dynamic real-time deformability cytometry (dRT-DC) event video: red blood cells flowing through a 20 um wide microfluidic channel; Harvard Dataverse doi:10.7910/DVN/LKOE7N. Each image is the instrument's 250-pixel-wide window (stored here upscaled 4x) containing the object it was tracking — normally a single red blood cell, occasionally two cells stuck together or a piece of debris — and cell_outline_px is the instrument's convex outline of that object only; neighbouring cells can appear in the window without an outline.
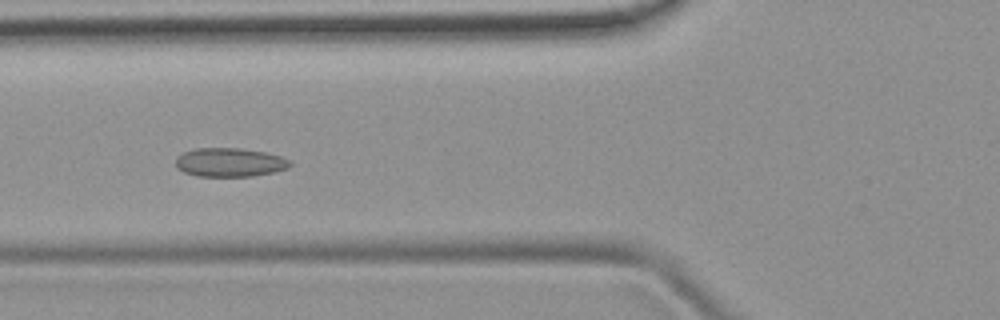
{"species": "common noctule bat (a hibernating species)", "species_latin": "Nyctalus noctula", "temperature_condition": "room temperature", "stored_images_in_passage": 5, "camera_frame_rate_fps": 3000, "um_per_image_px": 0.085, "animal": {"sex": "female", "body_mass_g": 19.9}, "frame": {"image": 1, "passage_image": 5, "time_ms": 4.667, "image_size_px": [1000, 320], "cell_outline_px": [[292, 164], [288, 168], [272, 172], [252, 176], [196, 176], [184, 172], [176, 168], [176, 156], [184, 152], [196, 148], [240, 148], [268, 152], [292, 160]], "centroid_in_image_um": [19.54, 13.79], "position_along_channel_um": 106.3, "area_um2": 19.36}}